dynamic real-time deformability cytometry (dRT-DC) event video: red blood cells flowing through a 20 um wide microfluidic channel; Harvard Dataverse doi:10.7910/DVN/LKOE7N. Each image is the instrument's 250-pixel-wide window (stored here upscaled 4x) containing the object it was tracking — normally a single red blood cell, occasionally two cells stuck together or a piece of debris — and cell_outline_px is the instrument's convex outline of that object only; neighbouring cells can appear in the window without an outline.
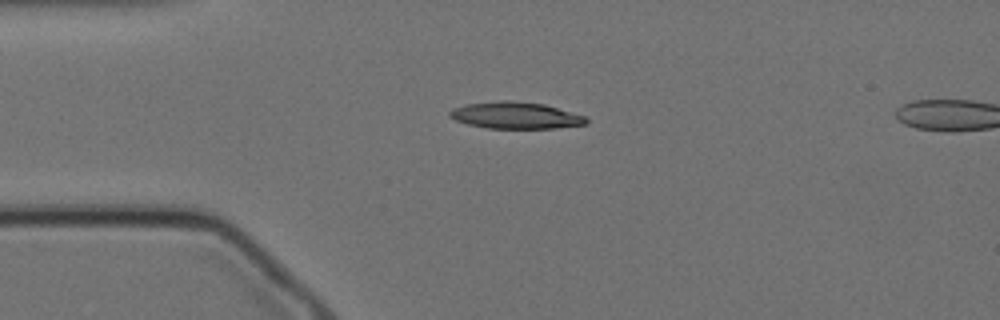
{"species": "Egyptian fruit bat (a non-hibernating species)", "species_latin": "Rousettus aegyptiacus", "temperature_condition": "cold", "stored_images_in_passage": 55, "camera_frame_rate_fps": 3000, "um_per_image_px": 0.085, "animal": {"sex": "female"}, "frame": {"image": 1, "passage_image": 12, "time_ms": 3.667, "image_size_px": [1000, 320], "cell_outline_px": [[588, 124], [556, 128], [488, 128], [468, 124], [456, 120], [448, 116], [448, 112], [452, 108], [464, 104], [496, 100], [512, 100], [544, 104], [584, 116], [588, 120]], "centroid_in_image_um": [43.78, 9.8], "position_along_channel_um": 41.2, "area_um2": 21.33}}
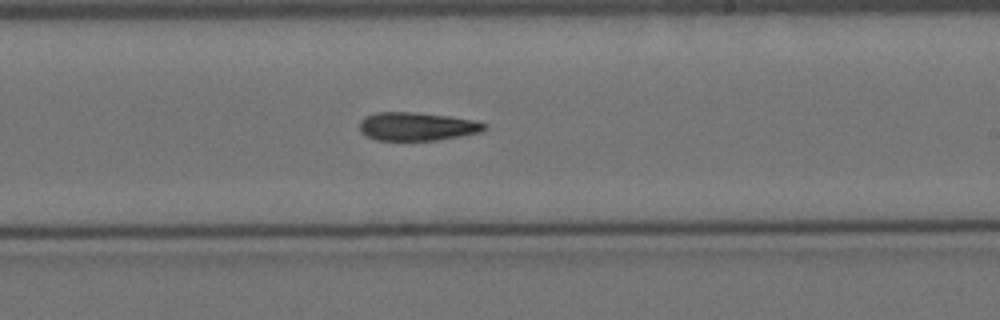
{"frame": {"image": 2, "passage_image": 32, "time_ms": 10.333, "image_size_px": [1000, 320], "cell_outline_px": [[488, 128], [484, 132], [436, 140], [376, 140], [360, 132], [360, 120], [364, 116], [376, 112], [412, 112], [448, 116], [476, 120], [488, 124]], "centroid_in_image_um": [35.48, 10.74], "position_along_channel_um": 253.5, "area_um2": 20.81}}
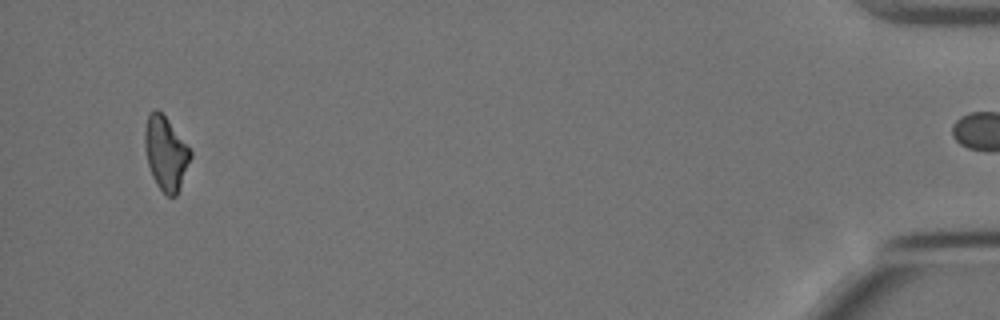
{"frame": {"image": 3, "passage_image": 54, "time_ms": 17.667, "image_size_px": [1000, 320], "cell_outline_px": [[192, 156], [180, 188], [176, 196], [168, 196], [156, 184], [152, 176], [148, 164], [144, 144], [144, 128], [148, 116], [156, 108], [168, 120], [192, 152]], "centroid_in_image_um": [14.08, 13.04], "position_along_channel_um": 421.1, "area_um2": 19.36}, "authors_computed_cell_mechanics": {"area_um2": 20.5768, "velocity_mm_per_s": 3.4609, "shape_relaxation_time_tau1_ms": 9.2125, "shape_relaxation_time_tau2_ms": null, "deformation_change_tau1": 0.1871, "deformation_change_tau2": null}}